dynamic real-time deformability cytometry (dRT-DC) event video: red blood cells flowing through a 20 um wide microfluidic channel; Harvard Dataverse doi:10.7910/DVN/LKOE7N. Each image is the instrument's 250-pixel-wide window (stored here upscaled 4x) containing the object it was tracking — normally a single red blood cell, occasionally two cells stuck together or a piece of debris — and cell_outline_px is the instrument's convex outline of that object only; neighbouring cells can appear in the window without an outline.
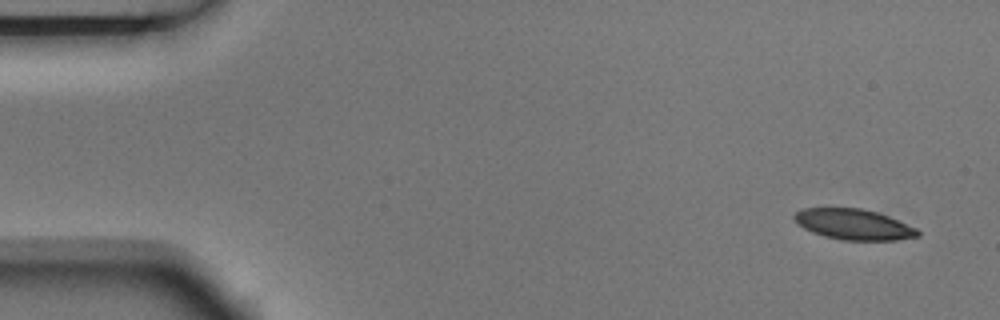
{"species": "Egyptian fruit bat (a non-hibernating species)", "species_latin": "Rousettus aegyptiacus", "temperature_condition": "room temperature", "stored_images_in_passage": 7, "camera_frame_rate_fps": 3000, "um_per_image_px": 0.085, "animal": {"sex": "male"}, "frame": {"image": 1, "passage_image": 1, "time_ms": 0.0, "image_size_px": [1000, 320], "cell_outline_px": [[920, 236], [896, 240], [840, 240], [824, 236], [812, 232], [796, 224], [792, 216], [796, 212], [804, 208], [860, 208], [876, 212], [888, 216], [916, 228], [920, 232]], "centroid_in_image_um": [72.53, 19.08], "position_along_channel_um": 12.5, "area_um2": 22.02}}
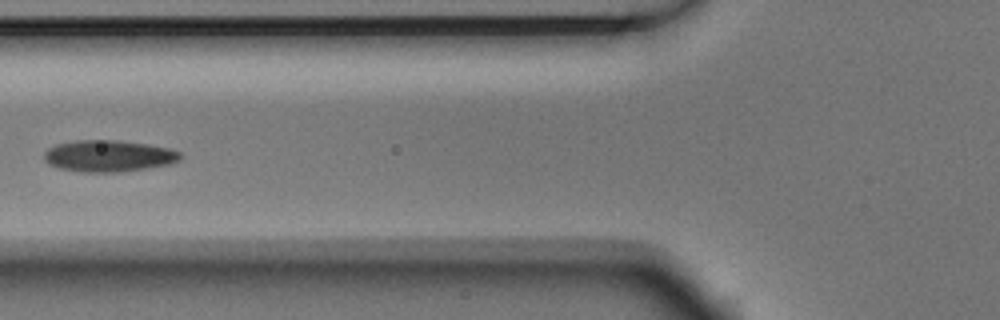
{"frame": {"image": 2, "passage_image": 6, "time_ms": 1.667, "image_size_px": [1000, 320], "cell_outline_px": [[184, 156], [180, 160], [168, 164], [144, 168], [116, 172], [80, 172], [60, 168], [48, 164], [44, 160], [44, 152], [48, 148], [56, 144], [76, 140], [120, 140], [148, 144], [168, 148], [180, 152]], "centroid_in_image_um": [9.21, 13.24], "position_along_channel_um": 116.6, "area_um2": 25.09}}
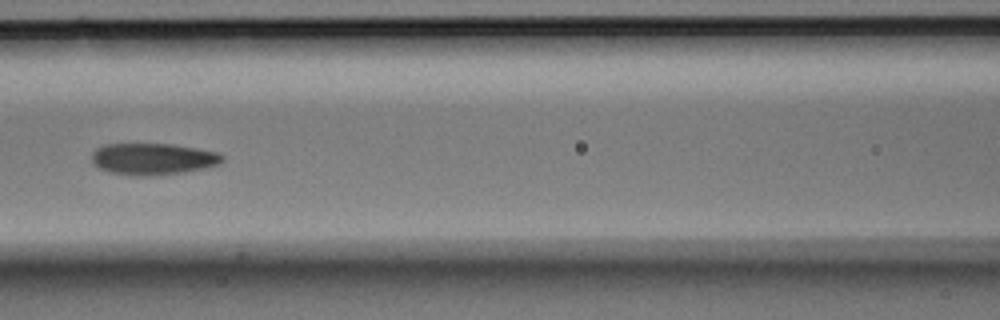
{"frame": {"image": 3, "passage_image": 7, "time_ms": 2.0, "image_size_px": [1000, 320], "cell_outline_px": [[224, 160], [220, 164], [208, 168], [184, 172], [144, 176], [136, 176], [112, 172], [100, 168], [92, 160], [92, 152], [96, 148], [104, 144], [172, 144], [220, 152], [224, 156]], "centroid_in_image_um": [13.06, 13.5], "position_along_channel_um": 153.5, "area_um2": 24.1}}